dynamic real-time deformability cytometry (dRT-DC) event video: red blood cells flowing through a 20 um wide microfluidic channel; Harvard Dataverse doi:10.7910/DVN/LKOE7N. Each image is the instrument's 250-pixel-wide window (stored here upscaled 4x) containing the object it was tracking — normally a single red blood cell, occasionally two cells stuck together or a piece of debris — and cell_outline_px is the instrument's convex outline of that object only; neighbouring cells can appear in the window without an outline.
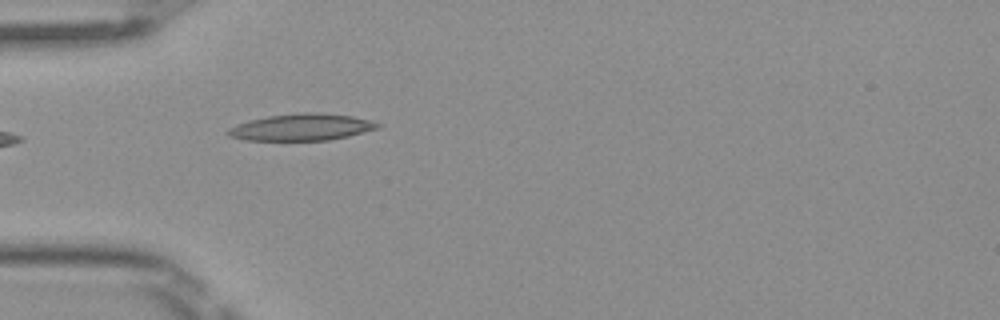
{"species": "Egyptian fruit bat (a non-hibernating species)", "species_latin": "Rousettus aegyptiacus", "temperature_condition": "room temperature", "stored_images_in_passage": 36, "camera_frame_rate_fps": 3000, "um_per_image_px": 0.085, "frame": {"image": 1, "passage_image": 1, "time_ms": 0.0, "image_size_px": [1000, 320], "cell_outline_px": [[384, 124], [380, 128], [348, 136], [328, 140], [244, 140], [228, 136], [228, 128], [236, 124], [248, 120], [268, 116], [304, 112], [320, 112], [352, 116]], "centroid_in_image_um": [25.65, 10.8], "position_along_channel_um": 59.4, "area_um2": 23.41}}
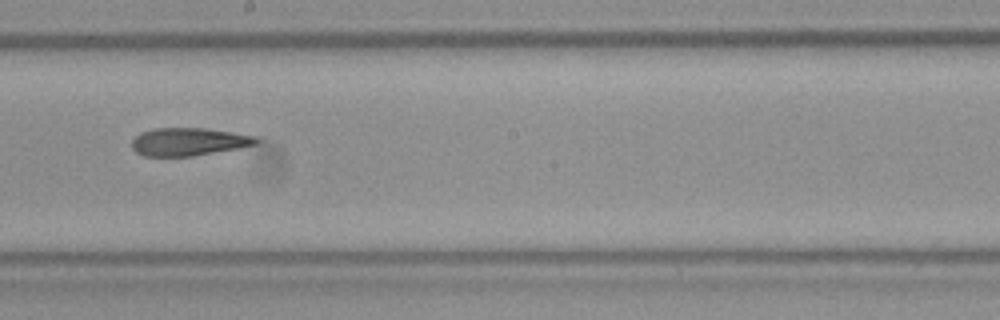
{"frame": {"image": 2, "passage_image": 14, "time_ms": 4.333, "image_size_px": [1000, 320], "cell_outline_px": [[260, 140], [256, 144], [240, 148], [192, 156], [144, 156], [136, 152], [132, 148], [132, 140], [140, 132], [152, 128], [204, 128], [232, 132], [256, 136]], "centroid_in_image_um": [16.03, 12.04], "position_along_channel_um": 232.2, "area_um2": 20.29}}
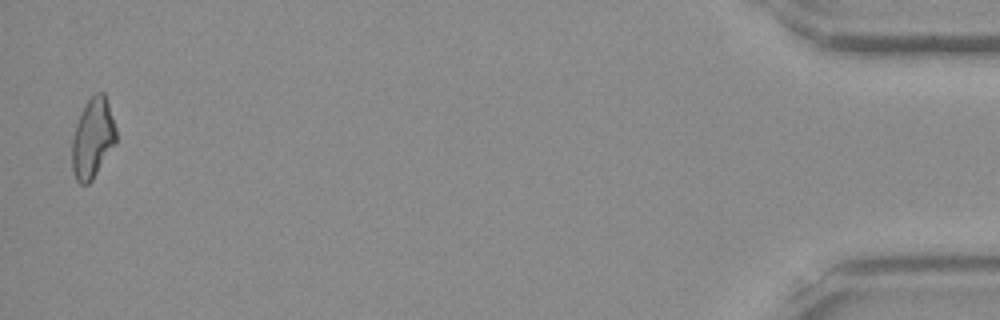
{"frame": {"image": 3, "passage_image": 35, "time_ms": 11.333, "image_size_px": [1000, 320], "cell_outline_px": [[116, 144], [92, 180], [88, 184], [80, 184], [76, 180], [72, 172], [72, 140], [76, 124], [80, 112], [88, 100], [96, 92], [104, 92], [116, 128]], "centroid_in_image_um": [7.87, 11.77], "position_along_channel_um": 427.3, "area_um2": 20.58}, "authors_computed_cell_mechanics": {"area_um2": 20.9814, "velocity_mm_per_s": 4.0607, "shape_relaxation_time_tau1_ms": null, "shape_relaxation_time_tau2_ms": 6.8027, "deformation_change_tau1": null, "deformation_change_tau2": 0.1733}}